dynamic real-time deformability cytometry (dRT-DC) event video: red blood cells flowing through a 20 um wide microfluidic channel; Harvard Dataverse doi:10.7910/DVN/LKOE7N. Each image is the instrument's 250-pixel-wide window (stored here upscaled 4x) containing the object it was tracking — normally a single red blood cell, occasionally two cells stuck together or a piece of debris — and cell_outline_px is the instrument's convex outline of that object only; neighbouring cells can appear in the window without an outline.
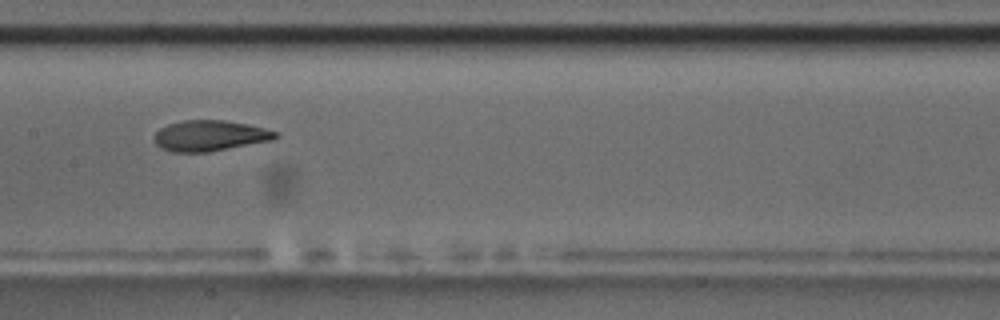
{"species": "common noctule bat (a hibernating species)", "species_latin": "Nyctalus noctula", "temperature_condition": "room temperature", "stored_images_in_passage": 8, "camera_frame_rate_fps": 3000, "um_per_image_px": 0.085, "animal": {"sex": "male", "body_mass_g": 17.5, "forearm_length_mm": 52.3}, "frame": {"image": 1, "passage_image": 7, "time_ms": 7.667, "image_size_px": [1000, 320], "cell_outline_px": [[280, 136], [272, 140], [208, 152], [172, 152], [160, 148], [156, 144], [156, 132], [160, 128], [168, 124], [184, 120], [224, 120], [248, 124], [280, 132]], "centroid_in_image_um": [17.87, 11.53], "position_along_channel_um": 189.5, "area_um2": 21.68}}